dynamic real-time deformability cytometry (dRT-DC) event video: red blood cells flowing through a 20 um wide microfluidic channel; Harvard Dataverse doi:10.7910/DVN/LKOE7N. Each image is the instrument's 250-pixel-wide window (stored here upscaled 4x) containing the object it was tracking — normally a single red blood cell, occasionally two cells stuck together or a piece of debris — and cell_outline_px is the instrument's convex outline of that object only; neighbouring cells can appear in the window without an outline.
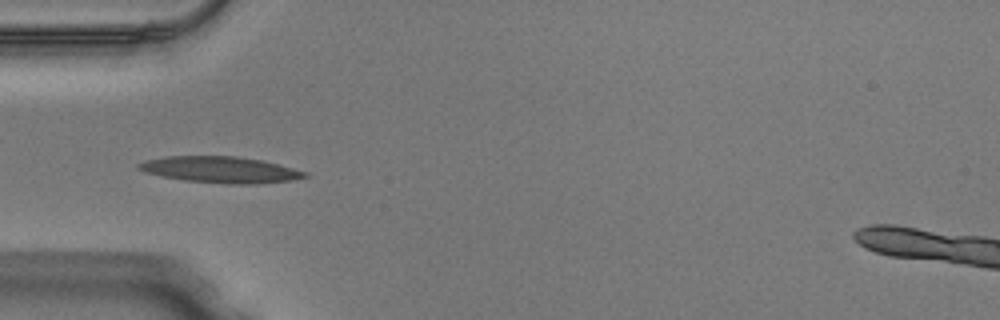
{"species": "Egyptian fruit bat (a non-hibernating species)", "species_latin": "Rousettus aegyptiacus", "temperature_condition": "warm", "stored_images_in_passage": 36, "camera_frame_rate_fps": 3000, "um_per_image_px": 0.085, "animal": {"sex": "male"}, "frame": {"image": 1, "passage_image": 2, "time_ms": 0.333, "image_size_px": [1000, 320], "cell_outline_px": [[308, 176], [292, 180], [260, 184], [228, 184], [184, 180], [144, 172], [136, 168], [136, 164], [148, 160], [168, 156], [236, 156], [264, 160], [308, 172]], "centroid_in_image_um": [18.78, 14.42], "position_along_channel_um": 66.2, "area_um2": 25.49}}
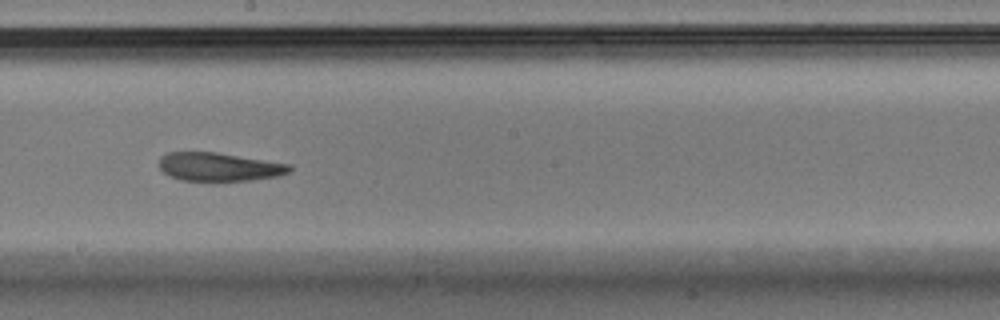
{"frame": {"image": 2, "passage_image": 14, "time_ms": 4.333, "image_size_px": [1000, 320], "cell_outline_px": [[292, 168], [288, 172], [276, 176], [252, 180], [180, 180], [168, 176], [160, 168], [160, 156], [168, 152], [216, 152], [292, 164]], "centroid_in_image_um": [18.61, 14.17], "position_along_channel_um": 229.6, "area_um2": 21.5}}
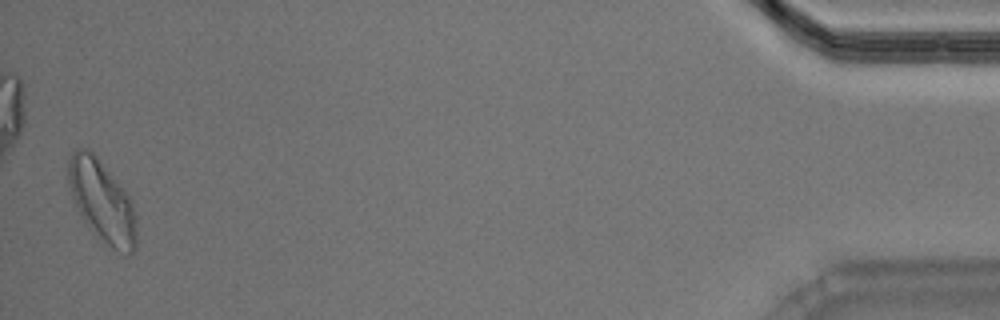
{"frame": {"image": 3, "passage_image": 35, "time_ms": 11.333, "image_size_px": [1000, 320], "cell_outline_px": [[136, 248], [132, 252], [128, 252], [112, 248], [92, 232], [84, 220], [72, 196], [68, 180], [68, 160], [72, 152], [76, 148], [88, 148], [96, 156], [128, 196], [132, 204], [136, 216]], "centroid_in_image_um": [8.66, 17.09], "position_along_channel_um": 426.5, "area_um2": 31.62}}